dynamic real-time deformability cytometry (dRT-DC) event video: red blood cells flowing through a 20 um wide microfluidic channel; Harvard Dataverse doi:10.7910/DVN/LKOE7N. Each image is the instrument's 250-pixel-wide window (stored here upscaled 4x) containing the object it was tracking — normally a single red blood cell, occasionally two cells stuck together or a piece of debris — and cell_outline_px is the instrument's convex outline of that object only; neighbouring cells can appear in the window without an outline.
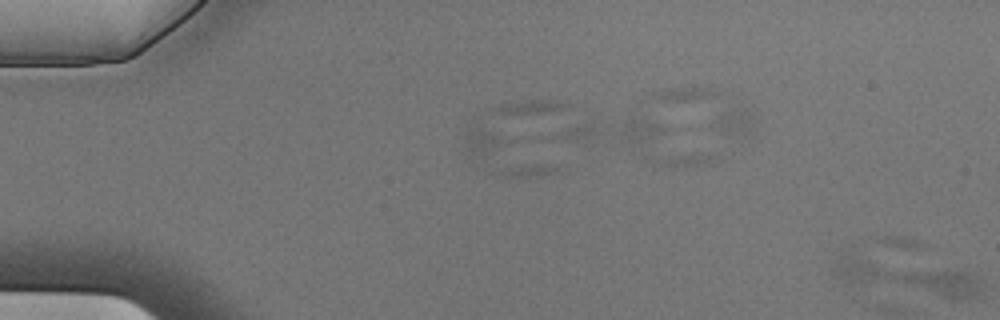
{"species": "Egyptian fruit bat (a non-hibernating species)", "species_latin": "Rousettus aegyptiacus", "temperature_condition": "cold", "stored_images_in_passage": 3, "camera_frame_rate_fps": 3000, "um_per_image_px": 0.085, "animal": {"sex": "male"}, "frame": {"image": 1, "passage_image": 3, "time_ms": 0.667, "image_size_px": [1000, 320], "cell_outline_px": [[984, 292], [980, 300], [952, 300], [848, 284], [836, 276], [832, 272], [832, 268], [840, 248], [852, 244], [968, 272], [984, 280]], "centroid_in_image_um": [76.9, 23.36], "position_along_channel_um": 8.1, "area_um2": 36.47}}